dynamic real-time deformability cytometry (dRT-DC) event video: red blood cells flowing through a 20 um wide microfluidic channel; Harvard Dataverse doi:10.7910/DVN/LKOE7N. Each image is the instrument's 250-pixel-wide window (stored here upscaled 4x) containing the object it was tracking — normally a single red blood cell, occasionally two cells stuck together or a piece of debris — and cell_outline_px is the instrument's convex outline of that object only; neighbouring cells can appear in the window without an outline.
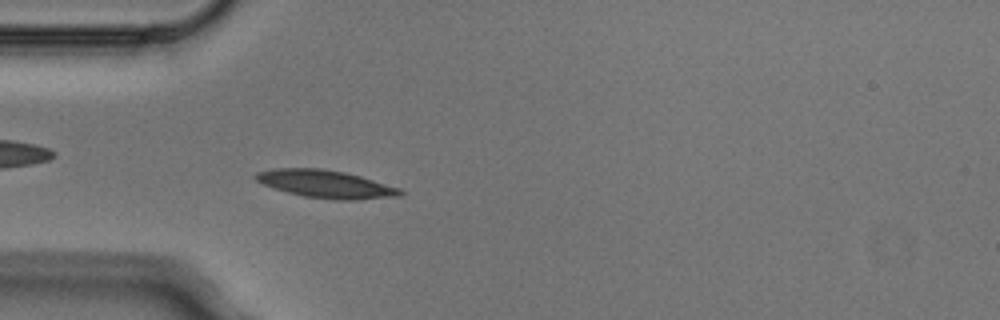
{"species": "Egyptian fruit bat (a non-hibernating species)", "species_latin": "Rousettus aegyptiacus", "temperature_condition": "cold", "stored_images_in_passage": 4, "camera_frame_rate_fps": 3000, "um_per_image_px": 0.085, "animal": {"sex": "male"}, "frame": {"image": 1, "passage_image": 4, "time_ms": 1.0, "image_size_px": [1000, 320], "cell_outline_px": [[404, 192], [400, 196], [356, 200], [336, 200], [304, 196], [272, 188], [256, 180], [252, 176], [256, 172], [272, 168], [320, 168], [344, 172], [360, 176], [400, 188]], "centroid_in_image_um": [27.67, 15.64], "position_along_channel_um": 57.3, "area_um2": 23.41}}